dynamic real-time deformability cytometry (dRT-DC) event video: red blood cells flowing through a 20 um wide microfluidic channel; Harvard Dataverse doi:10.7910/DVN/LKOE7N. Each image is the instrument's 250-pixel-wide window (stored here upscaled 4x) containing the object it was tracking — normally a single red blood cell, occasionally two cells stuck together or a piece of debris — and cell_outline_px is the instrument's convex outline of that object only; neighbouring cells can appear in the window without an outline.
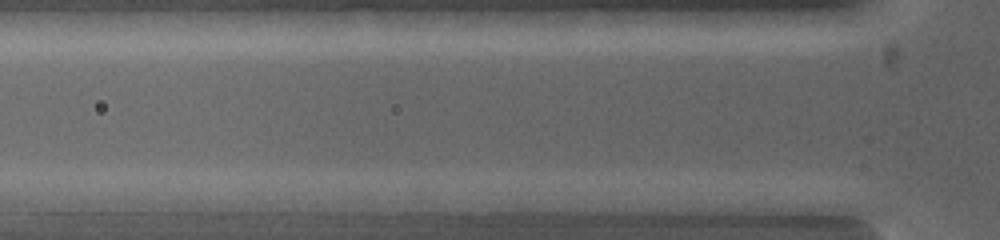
{"species": "common noctule bat (a hibernating species)", "species_latin": "Nyctalus noctula", "temperature_condition": "warm", "stored_images_in_passage": 2, "segment_of_instrument_passage": [2, 2], "camera_frame_rate_fps": 5000, "um_per_image_px": 0.085, "animal": {"sex": "female", "body_mass_g": 19.0, "forearm_length_mm": 53.3}, "frame": {"image": 1, "passage_image": 2, "time_ms": 0.6, "image_size_px": [1000, 240], "cell_outline_px": [[788, 200], [784, 216], [768, 216], [700, 208], [684, 200], [760, 192], [768, 192]], "centroid_in_image_um": [63.35, 17.33], "position_along_channel_um": 62.4, "area_um2": 11.68}}